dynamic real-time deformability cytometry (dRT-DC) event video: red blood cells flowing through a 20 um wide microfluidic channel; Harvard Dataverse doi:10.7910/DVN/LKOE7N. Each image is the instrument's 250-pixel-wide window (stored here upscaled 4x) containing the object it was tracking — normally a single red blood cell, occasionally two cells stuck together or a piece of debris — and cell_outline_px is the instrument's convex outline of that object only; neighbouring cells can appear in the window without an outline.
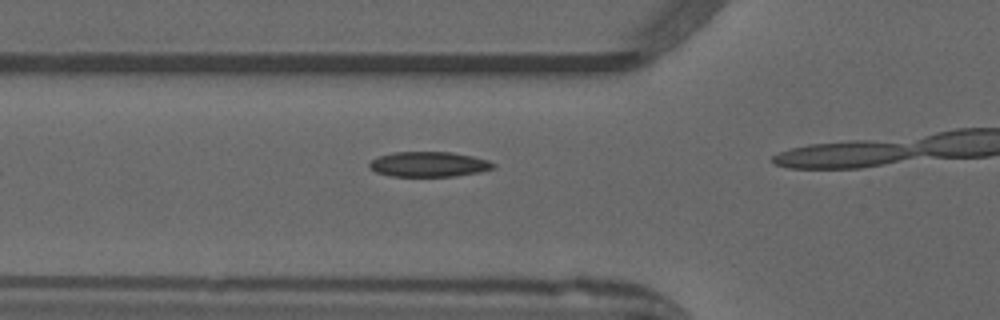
{"species": "common noctule bat (a hibernating species)", "species_latin": "Nyctalus noctula", "temperature_condition": "warm", "stored_images_in_passage": 11, "camera_frame_rate_fps": 3000, "um_per_image_px": 0.085, "animal": {"sex": "male", "forearm_length_mm": 52.5}, "frame": {"image": 1, "passage_image": 7, "time_ms": 2.0, "image_size_px": [1000, 320], "cell_outline_px": [[496, 168], [480, 172], [456, 176], [388, 176], [376, 172], [368, 168], [368, 164], [372, 160], [380, 156], [392, 152], [452, 152], [472, 156], [488, 160], [496, 164]], "centroid_in_image_um": [36.46, 13.97], "position_along_channel_um": 89.3, "area_um2": 18.26}}